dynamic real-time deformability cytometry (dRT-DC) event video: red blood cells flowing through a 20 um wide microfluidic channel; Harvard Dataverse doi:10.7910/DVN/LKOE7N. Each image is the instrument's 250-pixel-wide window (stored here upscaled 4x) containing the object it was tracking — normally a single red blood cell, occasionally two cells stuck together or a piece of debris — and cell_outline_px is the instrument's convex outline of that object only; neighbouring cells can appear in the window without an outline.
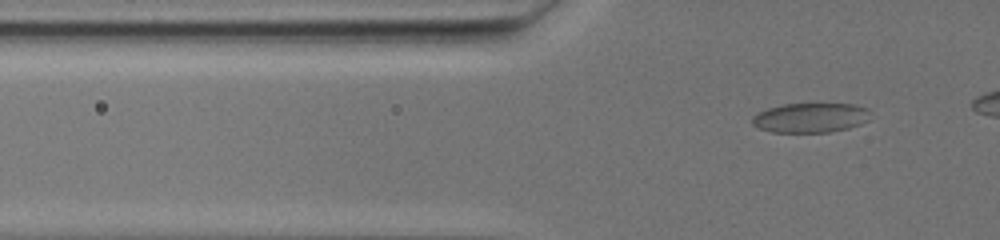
{"species": "common noctule bat (a hibernating species)", "species_latin": "Nyctalus noctula", "temperature_condition": "warm", "stored_images_in_passage": 46, "camera_frame_rate_fps": 3000, "um_per_image_px": 0.085, "animal": {"sex": "female", "body_mass_g": 19.5, "forearm_length_mm": 54.1}, "frame": {"image": 1, "passage_image": 7, "time_ms": 2.0, "image_size_px": [1000, 240], "cell_outline_px": [[868, 120], [860, 124], [848, 128], [828, 132], [772, 132], [760, 128], [752, 124], [752, 116], [768, 108], [784, 104], [856, 104], [868, 108]], "centroid_in_image_um": [68.89, 10.0], "position_along_channel_um": 56.9, "area_um2": 20.23}}
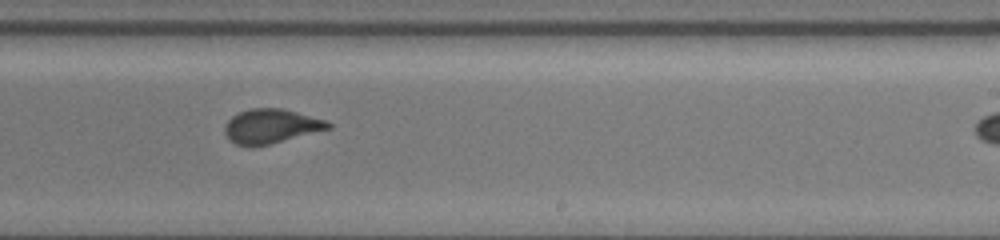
{"frame": {"image": 2, "passage_image": 30, "time_ms": 9.667, "image_size_px": [1000, 240], "cell_outline_px": [[332, 128], [252, 148], [236, 144], [228, 140], [224, 132], [224, 128], [228, 120], [232, 116], [240, 112], [252, 108], [284, 108], [328, 120], [332, 124]], "centroid_in_image_um": [23.04, 10.73], "position_along_channel_um": 266.0, "area_um2": 20.92}}
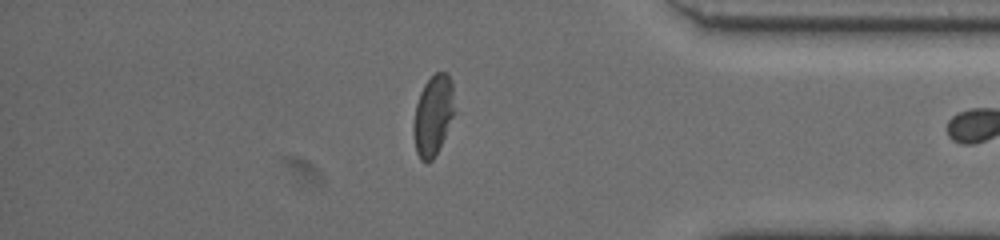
{"frame": {"image": 3, "passage_image": 45, "time_ms": 14.667, "image_size_px": [1000, 240], "cell_outline_px": [[456, 112], [432, 160], [428, 164], [424, 164], [420, 160], [416, 152], [412, 132], [412, 124], [416, 104], [420, 92], [424, 84], [436, 72], [444, 72], [452, 80]], "centroid_in_image_um": [36.8, 9.82], "position_along_channel_um": 398.4, "area_um2": 19.54}}